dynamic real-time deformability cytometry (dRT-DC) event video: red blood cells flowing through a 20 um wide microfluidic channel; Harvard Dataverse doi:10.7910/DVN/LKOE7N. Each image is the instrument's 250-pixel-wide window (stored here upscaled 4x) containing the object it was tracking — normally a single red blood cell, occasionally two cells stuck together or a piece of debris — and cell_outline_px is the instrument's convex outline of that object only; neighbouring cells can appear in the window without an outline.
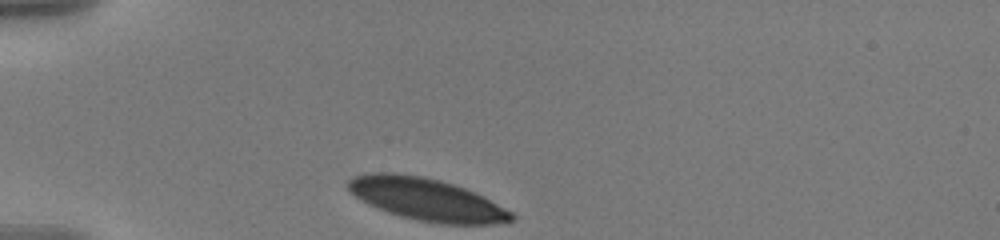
{"species": "human", "species_latin": "Homo sapiens", "temperature_condition": "warm", "stored_images_in_passage": 35, "camera_frame_rate_fps": 3000, "um_per_image_px": 0.085, "donor": {"sex": "male"}, "frame": {"image": 1, "passage_image": 1, "time_ms": 0.0, "image_size_px": [1000, 240], "cell_outline_px": [[516, 220], [492, 224], [440, 224], [400, 216], [376, 208], [368, 204], [356, 196], [344, 184], [352, 176], [372, 172], [392, 172], [424, 176], [440, 180], [476, 192], [484, 196], [512, 212], [516, 216]], "centroid_in_image_um": [36.26, 16.94], "position_along_channel_um": 48.7, "area_um2": 40.46}}
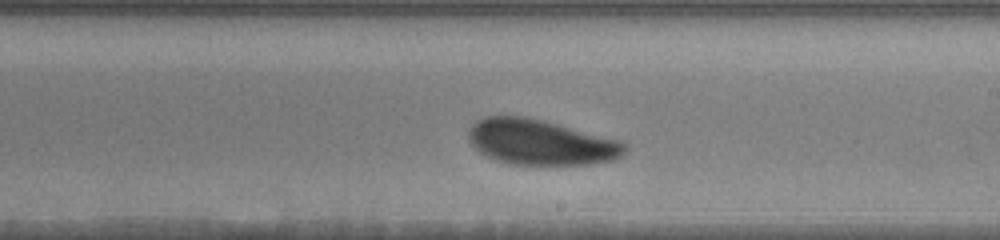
{"frame": {"image": 2, "passage_image": 20, "time_ms": 6.333, "image_size_px": [1000, 240], "cell_outline_px": [[628, 148], [620, 156], [612, 160], [588, 164], [512, 164], [496, 160], [480, 152], [468, 140], [468, 128], [476, 120], [484, 116], [524, 116], [544, 120], [620, 140]], "centroid_in_image_um": [45.92, 12.07], "position_along_channel_um": 243.1, "area_um2": 41.21}}
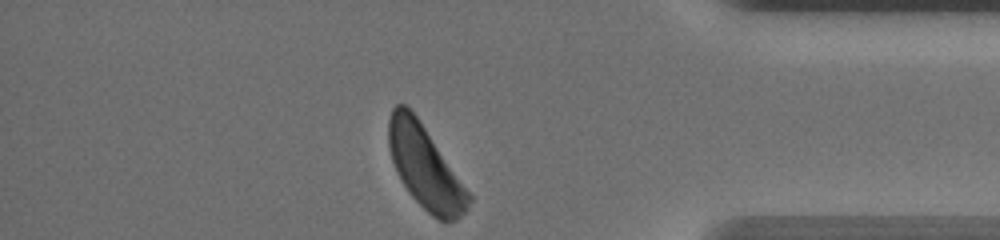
{"frame": {"image": 3, "passage_image": 35, "time_ms": 11.333, "image_size_px": [1000, 240], "cell_outline_px": [[472, 200], [468, 208], [456, 220], [440, 220], [432, 216], [412, 196], [400, 180], [396, 172], [388, 148], [388, 120], [392, 108], [396, 104], [404, 104], [416, 116], [472, 196]], "centroid_in_image_um": [36.11, 14.21], "position_along_channel_um": 399.1, "area_um2": 37.86}, "authors_computed_cell_mechanics": {"area_um2": 41.2114, "velocity_mm_per_s": 3.5217, "shape_relaxation_time_tau1_ms": 1.9243, "shape_relaxation_time_tau2_ms": null, "deformation_change_tau1": 0.0891, "deformation_change_tau2": null}}